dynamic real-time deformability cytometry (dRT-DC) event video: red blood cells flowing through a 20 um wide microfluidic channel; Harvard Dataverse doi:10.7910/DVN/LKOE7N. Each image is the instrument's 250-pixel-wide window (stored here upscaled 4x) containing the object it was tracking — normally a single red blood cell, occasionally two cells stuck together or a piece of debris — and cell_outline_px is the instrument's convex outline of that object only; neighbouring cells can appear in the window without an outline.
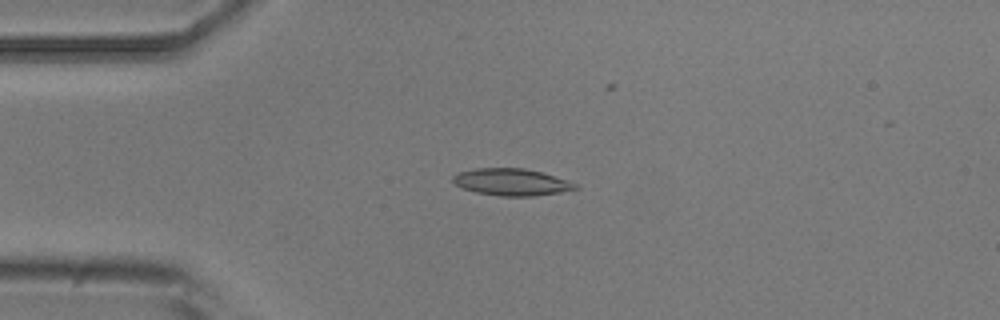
{"species": "common noctule bat (a hibernating species)", "species_latin": "Nyctalus noctula", "temperature_condition": "room temperature", "stored_images_in_passage": 2, "camera_frame_rate_fps": 3000, "um_per_image_px": 0.085, "animal": {"sex": "male", "body_mass_g": 20.5, "forearm_length_mm": 52.5}, "frame": {"image": 1, "passage_image": 1, "time_ms": 0.0, "image_size_px": [1000, 320], "cell_outline_px": [[580, 188], [560, 192], [532, 196], [500, 196], [476, 192], [464, 188], [456, 184], [452, 180], [452, 176], [460, 172], [476, 168], [524, 168], [540, 172], [576, 184]], "centroid_in_image_um": [43.45, 15.48], "position_along_channel_um": 41.6, "area_um2": 18.84}}